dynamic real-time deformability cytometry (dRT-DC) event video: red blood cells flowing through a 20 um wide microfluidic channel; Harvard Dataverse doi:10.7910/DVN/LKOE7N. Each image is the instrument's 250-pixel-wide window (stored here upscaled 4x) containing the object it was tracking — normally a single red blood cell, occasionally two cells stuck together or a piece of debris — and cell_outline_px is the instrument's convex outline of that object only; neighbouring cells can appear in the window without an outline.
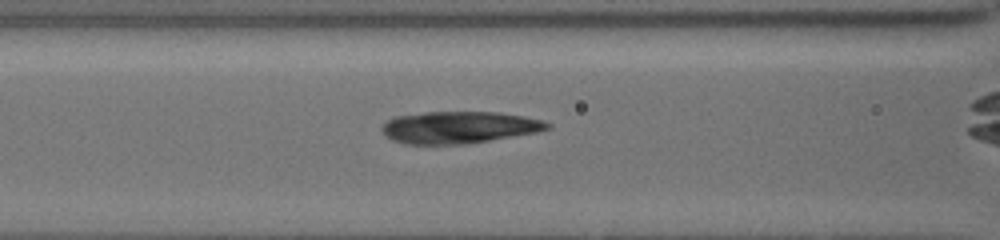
{"species": "common noctule bat (a hibernating species)", "species_latin": "Nyctalus noctula", "temperature_condition": "cold", "stored_images_in_passage": 15, "camera_frame_rate_fps": 3000, "um_per_image_px": 0.085, "animal": {"sex": "female", "body_mass_g": 19.5, "forearm_length_mm": 54.1}, "frame": {"image": 1, "passage_image": 13, "time_ms": 5.0, "image_size_px": [1000, 240], "cell_outline_px": [[552, 128], [536, 132], [468, 144], [404, 144], [392, 140], [384, 136], [380, 128], [388, 120], [396, 116], [424, 112], [500, 112], [524, 116], [540, 120], [552, 124]], "centroid_in_image_um": [39.0, 10.83], "position_along_channel_um": 127.6, "area_um2": 30.98}}